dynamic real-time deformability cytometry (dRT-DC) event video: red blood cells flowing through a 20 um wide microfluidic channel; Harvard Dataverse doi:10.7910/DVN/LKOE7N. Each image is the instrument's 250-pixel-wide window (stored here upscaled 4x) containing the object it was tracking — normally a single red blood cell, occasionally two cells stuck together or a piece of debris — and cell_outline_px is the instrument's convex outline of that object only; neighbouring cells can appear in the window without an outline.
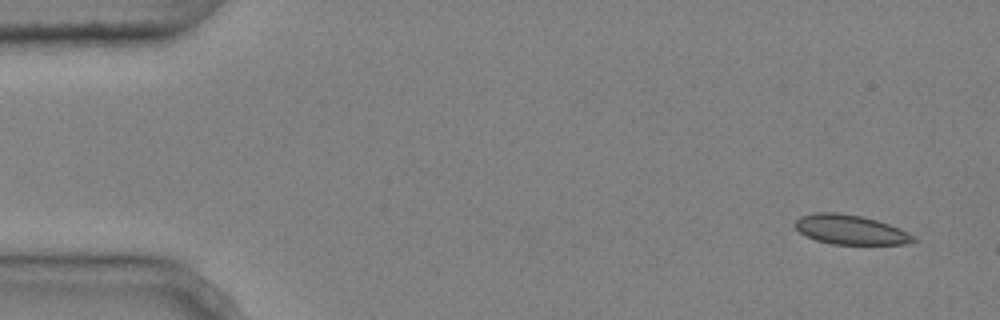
{"species": "common noctule bat (a hibernating species)", "species_latin": "Nyctalus noctula", "temperature_condition": "cold", "stored_images_in_passage": 8, "camera_frame_rate_fps": 3000, "um_per_image_px": 0.085, "animal": {"sex": "male", "body_mass_g": 20.4}, "frame": {"image": 1, "passage_image": 1, "time_ms": 0.0, "image_size_px": [1000, 320], "cell_outline_px": [[916, 240], [904, 244], [832, 244], [816, 240], [804, 236], [796, 228], [796, 220], [800, 216], [816, 212], [836, 212], [860, 216], [876, 220], [900, 228], [908, 232]], "centroid_in_image_um": [72.25, 19.52], "position_along_channel_um": 12.8, "area_um2": 20.17}}
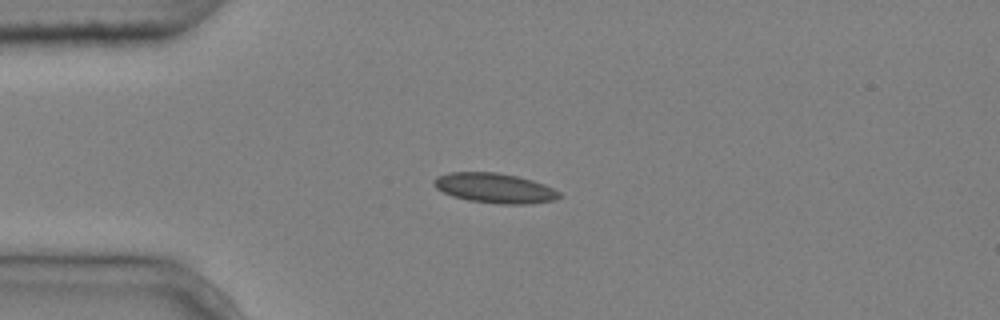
{"frame": {"image": 2, "passage_image": 4, "time_ms": 1.0, "image_size_px": [1000, 320], "cell_outline_px": [[564, 196], [556, 200], [532, 204], [500, 204], [468, 200], [452, 196], [436, 188], [432, 184], [432, 180], [436, 176], [448, 172], [496, 172], [516, 176], [532, 180], [544, 184], [560, 192]], "centroid_in_image_um": [42.06, 15.99], "position_along_channel_um": 42.9, "area_um2": 22.08}}
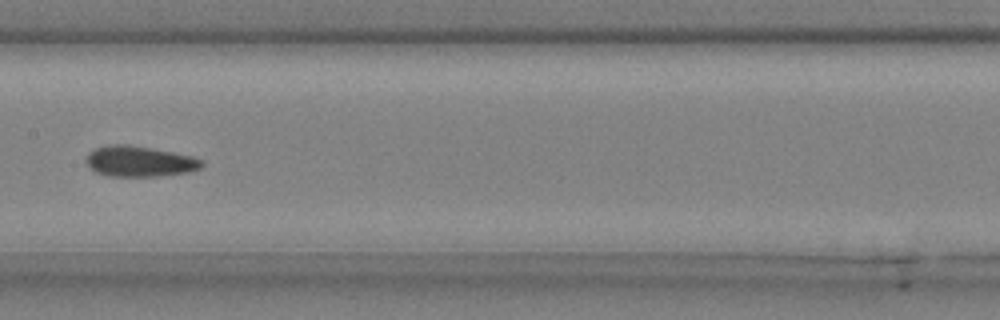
{"frame": {"image": 3, "passage_image": 8, "time_ms": 2.333, "image_size_px": [1000, 320], "cell_outline_px": [[204, 164], [200, 168], [188, 172], [160, 176], [108, 176], [96, 172], [84, 160], [88, 152], [92, 148], [112, 144], [128, 144], [152, 148], [192, 156], [204, 160]], "centroid_in_image_um": [11.84, 13.7], "position_along_channel_um": 195.6, "area_um2": 20.81}}